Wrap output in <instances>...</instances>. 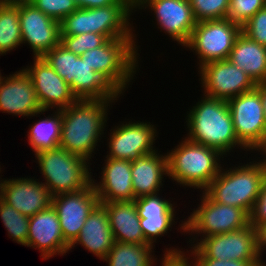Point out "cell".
I'll return each mask as SVG.
<instances>
[{
  "label": "cell",
  "instance_id": "48",
  "mask_svg": "<svg viewBox=\"0 0 266 266\" xmlns=\"http://www.w3.org/2000/svg\"><path fill=\"white\" fill-rule=\"evenodd\" d=\"M0 2H5V3H7V0H0Z\"/></svg>",
  "mask_w": 266,
  "mask_h": 266
},
{
  "label": "cell",
  "instance_id": "18",
  "mask_svg": "<svg viewBox=\"0 0 266 266\" xmlns=\"http://www.w3.org/2000/svg\"><path fill=\"white\" fill-rule=\"evenodd\" d=\"M0 111L31 118L44 114L48 110H42L39 105L32 80L25 69L4 76L0 84ZM29 116V117H28Z\"/></svg>",
  "mask_w": 266,
  "mask_h": 266
},
{
  "label": "cell",
  "instance_id": "12",
  "mask_svg": "<svg viewBox=\"0 0 266 266\" xmlns=\"http://www.w3.org/2000/svg\"><path fill=\"white\" fill-rule=\"evenodd\" d=\"M122 122L110 130L106 157L132 161L138 156L157 151L153 146L158 137L154 124L135 120Z\"/></svg>",
  "mask_w": 266,
  "mask_h": 266
},
{
  "label": "cell",
  "instance_id": "23",
  "mask_svg": "<svg viewBox=\"0 0 266 266\" xmlns=\"http://www.w3.org/2000/svg\"><path fill=\"white\" fill-rule=\"evenodd\" d=\"M150 152L131 161L132 186L135 198L159 194L164 177L168 176L167 154Z\"/></svg>",
  "mask_w": 266,
  "mask_h": 266
},
{
  "label": "cell",
  "instance_id": "26",
  "mask_svg": "<svg viewBox=\"0 0 266 266\" xmlns=\"http://www.w3.org/2000/svg\"><path fill=\"white\" fill-rule=\"evenodd\" d=\"M69 87L77 100H118L122 95L81 56L75 60V69Z\"/></svg>",
  "mask_w": 266,
  "mask_h": 266
},
{
  "label": "cell",
  "instance_id": "28",
  "mask_svg": "<svg viewBox=\"0 0 266 266\" xmlns=\"http://www.w3.org/2000/svg\"><path fill=\"white\" fill-rule=\"evenodd\" d=\"M62 110H53L46 118L38 119L30 126L28 132V144L34 155L46 150L59 147L61 139Z\"/></svg>",
  "mask_w": 266,
  "mask_h": 266
},
{
  "label": "cell",
  "instance_id": "39",
  "mask_svg": "<svg viewBox=\"0 0 266 266\" xmlns=\"http://www.w3.org/2000/svg\"><path fill=\"white\" fill-rule=\"evenodd\" d=\"M164 252V257L162 256V259H160L162 260L160 266H196L195 259L191 253L189 254L188 250L186 251L188 254H186V252L181 251L179 248L170 247L166 248ZM189 257H193V260Z\"/></svg>",
  "mask_w": 266,
  "mask_h": 266
},
{
  "label": "cell",
  "instance_id": "30",
  "mask_svg": "<svg viewBox=\"0 0 266 266\" xmlns=\"http://www.w3.org/2000/svg\"><path fill=\"white\" fill-rule=\"evenodd\" d=\"M22 44L19 4L0 2V56Z\"/></svg>",
  "mask_w": 266,
  "mask_h": 266
},
{
  "label": "cell",
  "instance_id": "36",
  "mask_svg": "<svg viewBox=\"0 0 266 266\" xmlns=\"http://www.w3.org/2000/svg\"><path fill=\"white\" fill-rule=\"evenodd\" d=\"M31 4L58 22L79 8L74 0H33Z\"/></svg>",
  "mask_w": 266,
  "mask_h": 266
},
{
  "label": "cell",
  "instance_id": "33",
  "mask_svg": "<svg viewBox=\"0 0 266 266\" xmlns=\"http://www.w3.org/2000/svg\"><path fill=\"white\" fill-rule=\"evenodd\" d=\"M197 22L227 18L230 0H189Z\"/></svg>",
  "mask_w": 266,
  "mask_h": 266
},
{
  "label": "cell",
  "instance_id": "6",
  "mask_svg": "<svg viewBox=\"0 0 266 266\" xmlns=\"http://www.w3.org/2000/svg\"><path fill=\"white\" fill-rule=\"evenodd\" d=\"M35 159L45 181L42 183L52 197L80 191L92 182V163L63 148L42 151L35 154Z\"/></svg>",
  "mask_w": 266,
  "mask_h": 266
},
{
  "label": "cell",
  "instance_id": "22",
  "mask_svg": "<svg viewBox=\"0 0 266 266\" xmlns=\"http://www.w3.org/2000/svg\"><path fill=\"white\" fill-rule=\"evenodd\" d=\"M104 161L101 180L98 182L92 177L91 182L99 201H134L131 161L108 157Z\"/></svg>",
  "mask_w": 266,
  "mask_h": 266
},
{
  "label": "cell",
  "instance_id": "14",
  "mask_svg": "<svg viewBox=\"0 0 266 266\" xmlns=\"http://www.w3.org/2000/svg\"><path fill=\"white\" fill-rule=\"evenodd\" d=\"M19 22L22 44L30 46L33 57H43L60 43V22L45 15L33 4H19Z\"/></svg>",
  "mask_w": 266,
  "mask_h": 266
},
{
  "label": "cell",
  "instance_id": "46",
  "mask_svg": "<svg viewBox=\"0 0 266 266\" xmlns=\"http://www.w3.org/2000/svg\"><path fill=\"white\" fill-rule=\"evenodd\" d=\"M143 0H130V2L132 3V6L134 7V9L142 2Z\"/></svg>",
  "mask_w": 266,
  "mask_h": 266
},
{
  "label": "cell",
  "instance_id": "31",
  "mask_svg": "<svg viewBox=\"0 0 266 266\" xmlns=\"http://www.w3.org/2000/svg\"><path fill=\"white\" fill-rule=\"evenodd\" d=\"M0 217L12 241L26 247L29 218L0 198Z\"/></svg>",
  "mask_w": 266,
  "mask_h": 266
},
{
  "label": "cell",
  "instance_id": "29",
  "mask_svg": "<svg viewBox=\"0 0 266 266\" xmlns=\"http://www.w3.org/2000/svg\"><path fill=\"white\" fill-rule=\"evenodd\" d=\"M153 249L155 248L152 244H129L115 241L103 261L108 263V266H155L157 258L154 257Z\"/></svg>",
  "mask_w": 266,
  "mask_h": 266
},
{
  "label": "cell",
  "instance_id": "17",
  "mask_svg": "<svg viewBox=\"0 0 266 266\" xmlns=\"http://www.w3.org/2000/svg\"><path fill=\"white\" fill-rule=\"evenodd\" d=\"M35 178L4 180L0 177V198L21 214L34 216L52 205V195L47 187Z\"/></svg>",
  "mask_w": 266,
  "mask_h": 266
},
{
  "label": "cell",
  "instance_id": "42",
  "mask_svg": "<svg viewBox=\"0 0 266 266\" xmlns=\"http://www.w3.org/2000/svg\"><path fill=\"white\" fill-rule=\"evenodd\" d=\"M256 232V248L260 262L266 266V261H262L263 252L266 250V222H263L255 227Z\"/></svg>",
  "mask_w": 266,
  "mask_h": 266
},
{
  "label": "cell",
  "instance_id": "8",
  "mask_svg": "<svg viewBox=\"0 0 266 266\" xmlns=\"http://www.w3.org/2000/svg\"><path fill=\"white\" fill-rule=\"evenodd\" d=\"M242 27L228 18L197 22L183 46L197 55L198 69L213 61L228 59Z\"/></svg>",
  "mask_w": 266,
  "mask_h": 266
},
{
  "label": "cell",
  "instance_id": "24",
  "mask_svg": "<svg viewBox=\"0 0 266 266\" xmlns=\"http://www.w3.org/2000/svg\"><path fill=\"white\" fill-rule=\"evenodd\" d=\"M115 242L113 232L110 229L109 216L105 207L99 203L88 215L78 237L69 246V251L83 246L86 250L103 260L111 250Z\"/></svg>",
  "mask_w": 266,
  "mask_h": 266
},
{
  "label": "cell",
  "instance_id": "38",
  "mask_svg": "<svg viewBox=\"0 0 266 266\" xmlns=\"http://www.w3.org/2000/svg\"><path fill=\"white\" fill-rule=\"evenodd\" d=\"M242 32L250 39L266 47V5L242 26Z\"/></svg>",
  "mask_w": 266,
  "mask_h": 266
},
{
  "label": "cell",
  "instance_id": "10",
  "mask_svg": "<svg viewBox=\"0 0 266 266\" xmlns=\"http://www.w3.org/2000/svg\"><path fill=\"white\" fill-rule=\"evenodd\" d=\"M188 251L194 258L248 260L255 266H264L257 253L255 228L250 224L233 232L204 237Z\"/></svg>",
  "mask_w": 266,
  "mask_h": 266
},
{
  "label": "cell",
  "instance_id": "4",
  "mask_svg": "<svg viewBox=\"0 0 266 266\" xmlns=\"http://www.w3.org/2000/svg\"><path fill=\"white\" fill-rule=\"evenodd\" d=\"M260 157L258 162L253 159L226 169L223 165L204 192L219 204L242 208L249 214L266 176V156Z\"/></svg>",
  "mask_w": 266,
  "mask_h": 266
},
{
  "label": "cell",
  "instance_id": "13",
  "mask_svg": "<svg viewBox=\"0 0 266 266\" xmlns=\"http://www.w3.org/2000/svg\"><path fill=\"white\" fill-rule=\"evenodd\" d=\"M147 8L155 15L160 31H164L172 41L181 46L189 41L197 23L189 0H143L135 12L139 9L146 11Z\"/></svg>",
  "mask_w": 266,
  "mask_h": 266
},
{
  "label": "cell",
  "instance_id": "40",
  "mask_svg": "<svg viewBox=\"0 0 266 266\" xmlns=\"http://www.w3.org/2000/svg\"><path fill=\"white\" fill-rule=\"evenodd\" d=\"M263 222H266V176L261 191L249 213V224L254 228Z\"/></svg>",
  "mask_w": 266,
  "mask_h": 266
},
{
  "label": "cell",
  "instance_id": "41",
  "mask_svg": "<svg viewBox=\"0 0 266 266\" xmlns=\"http://www.w3.org/2000/svg\"><path fill=\"white\" fill-rule=\"evenodd\" d=\"M196 266H255L248 260H219L212 258H194Z\"/></svg>",
  "mask_w": 266,
  "mask_h": 266
},
{
  "label": "cell",
  "instance_id": "34",
  "mask_svg": "<svg viewBox=\"0 0 266 266\" xmlns=\"http://www.w3.org/2000/svg\"><path fill=\"white\" fill-rule=\"evenodd\" d=\"M109 39L92 32L79 35H61L60 43L74 54L81 56L85 51L104 45Z\"/></svg>",
  "mask_w": 266,
  "mask_h": 266
},
{
  "label": "cell",
  "instance_id": "43",
  "mask_svg": "<svg viewBox=\"0 0 266 266\" xmlns=\"http://www.w3.org/2000/svg\"><path fill=\"white\" fill-rule=\"evenodd\" d=\"M79 8H99L115 5L120 0H74Z\"/></svg>",
  "mask_w": 266,
  "mask_h": 266
},
{
  "label": "cell",
  "instance_id": "15",
  "mask_svg": "<svg viewBox=\"0 0 266 266\" xmlns=\"http://www.w3.org/2000/svg\"><path fill=\"white\" fill-rule=\"evenodd\" d=\"M100 203L92 183L77 192L52 197L64 240L71 245L78 237L88 215Z\"/></svg>",
  "mask_w": 266,
  "mask_h": 266
},
{
  "label": "cell",
  "instance_id": "27",
  "mask_svg": "<svg viewBox=\"0 0 266 266\" xmlns=\"http://www.w3.org/2000/svg\"><path fill=\"white\" fill-rule=\"evenodd\" d=\"M228 60L244 70L256 84L266 81V47L243 32L237 37Z\"/></svg>",
  "mask_w": 266,
  "mask_h": 266
},
{
  "label": "cell",
  "instance_id": "21",
  "mask_svg": "<svg viewBox=\"0 0 266 266\" xmlns=\"http://www.w3.org/2000/svg\"><path fill=\"white\" fill-rule=\"evenodd\" d=\"M132 13H135V9L130 0H120L106 7L88 8L89 32L104 35L108 39L137 38L133 23L130 24Z\"/></svg>",
  "mask_w": 266,
  "mask_h": 266
},
{
  "label": "cell",
  "instance_id": "3",
  "mask_svg": "<svg viewBox=\"0 0 266 266\" xmlns=\"http://www.w3.org/2000/svg\"><path fill=\"white\" fill-rule=\"evenodd\" d=\"M167 154L168 178L180 186L204 191L219 174L224 156L186 137ZM175 180V181H174Z\"/></svg>",
  "mask_w": 266,
  "mask_h": 266
},
{
  "label": "cell",
  "instance_id": "9",
  "mask_svg": "<svg viewBox=\"0 0 266 266\" xmlns=\"http://www.w3.org/2000/svg\"><path fill=\"white\" fill-rule=\"evenodd\" d=\"M237 139L250 151H266V120L255 88L227 101Z\"/></svg>",
  "mask_w": 266,
  "mask_h": 266
},
{
  "label": "cell",
  "instance_id": "35",
  "mask_svg": "<svg viewBox=\"0 0 266 266\" xmlns=\"http://www.w3.org/2000/svg\"><path fill=\"white\" fill-rule=\"evenodd\" d=\"M265 5L266 0H230L227 18L242 27Z\"/></svg>",
  "mask_w": 266,
  "mask_h": 266
},
{
  "label": "cell",
  "instance_id": "25",
  "mask_svg": "<svg viewBox=\"0 0 266 266\" xmlns=\"http://www.w3.org/2000/svg\"><path fill=\"white\" fill-rule=\"evenodd\" d=\"M109 216L115 241L129 244H149L139 224L135 201L100 202Z\"/></svg>",
  "mask_w": 266,
  "mask_h": 266
},
{
  "label": "cell",
  "instance_id": "20",
  "mask_svg": "<svg viewBox=\"0 0 266 266\" xmlns=\"http://www.w3.org/2000/svg\"><path fill=\"white\" fill-rule=\"evenodd\" d=\"M170 199L160 197V193L156 195L142 196L135 198V203L140 218V226L142 228L144 238L154 247L156 240L170 230L177 223L175 220L176 207ZM175 208V209H174Z\"/></svg>",
  "mask_w": 266,
  "mask_h": 266
},
{
  "label": "cell",
  "instance_id": "16",
  "mask_svg": "<svg viewBox=\"0 0 266 266\" xmlns=\"http://www.w3.org/2000/svg\"><path fill=\"white\" fill-rule=\"evenodd\" d=\"M32 64L24 69L32 80L42 110H61L77 101L69 85L43 57H33Z\"/></svg>",
  "mask_w": 266,
  "mask_h": 266
},
{
  "label": "cell",
  "instance_id": "1",
  "mask_svg": "<svg viewBox=\"0 0 266 266\" xmlns=\"http://www.w3.org/2000/svg\"><path fill=\"white\" fill-rule=\"evenodd\" d=\"M115 101L117 102V100H77L69 107L61 109L59 147L90 162L96 154L94 151L102 139L101 136L106 133L104 130L109 119V108L112 107V103L115 104Z\"/></svg>",
  "mask_w": 266,
  "mask_h": 266
},
{
  "label": "cell",
  "instance_id": "5",
  "mask_svg": "<svg viewBox=\"0 0 266 266\" xmlns=\"http://www.w3.org/2000/svg\"><path fill=\"white\" fill-rule=\"evenodd\" d=\"M136 40V38L109 39L104 45L85 51L81 57L121 95H124L140 69L138 68L139 46L135 44Z\"/></svg>",
  "mask_w": 266,
  "mask_h": 266
},
{
  "label": "cell",
  "instance_id": "2",
  "mask_svg": "<svg viewBox=\"0 0 266 266\" xmlns=\"http://www.w3.org/2000/svg\"><path fill=\"white\" fill-rule=\"evenodd\" d=\"M190 111H187L186 138L195 143L214 148L223 156L234 148L249 151L238 139L234 131L231 113L226 100L203 94ZM240 147V148H239Z\"/></svg>",
  "mask_w": 266,
  "mask_h": 266
},
{
  "label": "cell",
  "instance_id": "44",
  "mask_svg": "<svg viewBox=\"0 0 266 266\" xmlns=\"http://www.w3.org/2000/svg\"><path fill=\"white\" fill-rule=\"evenodd\" d=\"M256 89L260 93V99L263 105L264 117L266 120V81L257 83Z\"/></svg>",
  "mask_w": 266,
  "mask_h": 266
},
{
  "label": "cell",
  "instance_id": "47",
  "mask_svg": "<svg viewBox=\"0 0 266 266\" xmlns=\"http://www.w3.org/2000/svg\"><path fill=\"white\" fill-rule=\"evenodd\" d=\"M3 79H4V77H3L1 70H0V84L2 83Z\"/></svg>",
  "mask_w": 266,
  "mask_h": 266
},
{
  "label": "cell",
  "instance_id": "45",
  "mask_svg": "<svg viewBox=\"0 0 266 266\" xmlns=\"http://www.w3.org/2000/svg\"><path fill=\"white\" fill-rule=\"evenodd\" d=\"M33 0H7L8 4H22V3H31Z\"/></svg>",
  "mask_w": 266,
  "mask_h": 266
},
{
  "label": "cell",
  "instance_id": "37",
  "mask_svg": "<svg viewBox=\"0 0 266 266\" xmlns=\"http://www.w3.org/2000/svg\"><path fill=\"white\" fill-rule=\"evenodd\" d=\"M61 35H79L89 32L88 8H78L60 22Z\"/></svg>",
  "mask_w": 266,
  "mask_h": 266
},
{
  "label": "cell",
  "instance_id": "32",
  "mask_svg": "<svg viewBox=\"0 0 266 266\" xmlns=\"http://www.w3.org/2000/svg\"><path fill=\"white\" fill-rule=\"evenodd\" d=\"M79 56L69 51L61 43L47 52L43 58L69 85L72 82L75 69V60Z\"/></svg>",
  "mask_w": 266,
  "mask_h": 266
},
{
  "label": "cell",
  "instance_id": "7",
  "mask_svg": "<svg viewBox=\"0 0 266 266\" xmlns=\"http://www.w3.org/2000/svg\"><path fill=\"white\" fill-rule=\"evenodd\" d=\"M200 196L198 208L192 209L190 216L179 224L182 235H192L189 239V244L192 243L190 246L197 245L204 237L233 232L249 225V214L244 209L219 204L204 191Z\"/></svg>",
  "mask_w": 266,
  "mask_h": 266
},
{
  "label": "cell",
  "instance_id": "19",
  "mask_svg": "<svg viewBox=\"0 0 266 266\" xmlns=\"http://www.w3.org/2000/svg\"><path fill=\"white\" fill-rule=\"evenodd\" d=\"M26 246L39 249L44 260L69 252L70 245L64 240L57 212L52 205L29 218Z\"/></svg>",
  "mask_w": 266,
  "mask_h": 266
},
{
  "label": "cell",
  "instance_id": "11",
  "mask_svg": "<svg viewBox=\"0 0 266 266\" xmlns=\"http://www.w3.org/2000/svg\"><path fill=\"white\" fill-rule=\"evenodd\" d=\"M204 95L228 101L256 88L252 78L230 60L209 62L198 69Z\"/></svg>",
  "mask_w": 266,
  "mask_h": 266
}]
</instances>
